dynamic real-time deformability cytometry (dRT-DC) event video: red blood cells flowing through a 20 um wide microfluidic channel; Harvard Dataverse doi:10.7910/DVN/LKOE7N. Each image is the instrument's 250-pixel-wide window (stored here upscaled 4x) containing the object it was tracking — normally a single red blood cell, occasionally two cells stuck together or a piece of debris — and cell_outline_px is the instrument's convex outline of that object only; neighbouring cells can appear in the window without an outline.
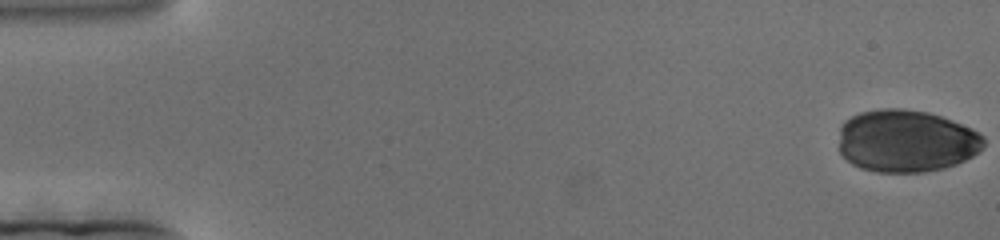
{"species": "human", "species_latin": "Homo sapiens", "temperature_condition": "cold", "stored_images_in_passage": 198, "camera_frame_rate_fps": 3000, "um_per_image_px": 0.085, "donor": {"sex": "female"}, "frame": {"image": 1, "passage_image": 1, "time_ms": 0.0, "image_size_px": [1000, 240], "cell_outline_px": [[984, 144], [972, 156], [956, 164], [944, 168], [924, 172], [876, 172], [860, 168], [852, 164], [840, 152], [840, 128], [844, 120], [860, 112], [880, 108], [900, 108], [928, 112], [952, 120], [972, 128], [980, 132], [984, 136]], "centroid_in_image_um": [77.02, 11.97], "position_along_channel_um": 8.0, "area_um2": 52.89}}
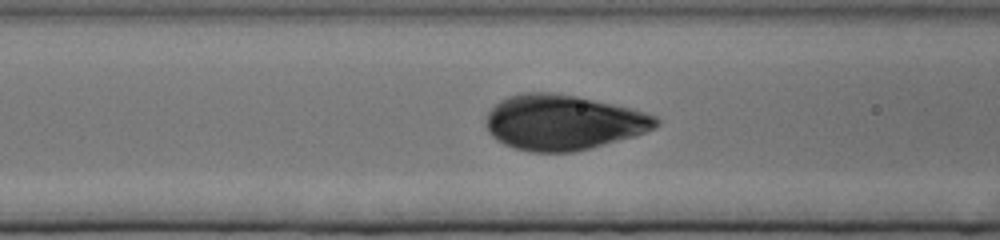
{"frame": {"image": 2, "passage_image": 79, "time_ms": 26.0, "image_size_px": [1000, 240], "cell_outline_px": [[660, 124], [656, 128], [636, 136], [572, 152], [532, 152], [512, 148], [496, 140], [488, 132], [488, 112], [500, 100], [508, 96], [520, 92], [552, 92], [580, 96], [632, 108], [656, 116], [660, 120]], "centroid_in_image_um": [47.89, 10.39], "position_along_channel_um": 118.7, "area_um2": 54.97}}
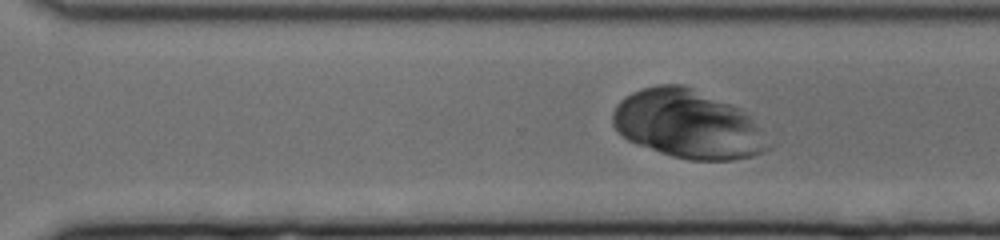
{"frame": {"image": 3, "passage_image": 136, "time_ms": 45.0, "image_size_px": [1000, 240], "cell_outline_px": [[776, 144], [772, 148], [764, 152], [752, 156], [732, 160], [688, 160], [672, 156], [636, 144], [628, 140], [616, 132], [612, 124], [612, 112], [616, 104], [624, 96], [632, 92], [644, 88], [660, 84], [684, 84], [740, 108], [752, 116]], "centroid_in_image_um": [58.53, 10.57], "position_along_channel_um": 312.1, "area_um2": 63.18}}